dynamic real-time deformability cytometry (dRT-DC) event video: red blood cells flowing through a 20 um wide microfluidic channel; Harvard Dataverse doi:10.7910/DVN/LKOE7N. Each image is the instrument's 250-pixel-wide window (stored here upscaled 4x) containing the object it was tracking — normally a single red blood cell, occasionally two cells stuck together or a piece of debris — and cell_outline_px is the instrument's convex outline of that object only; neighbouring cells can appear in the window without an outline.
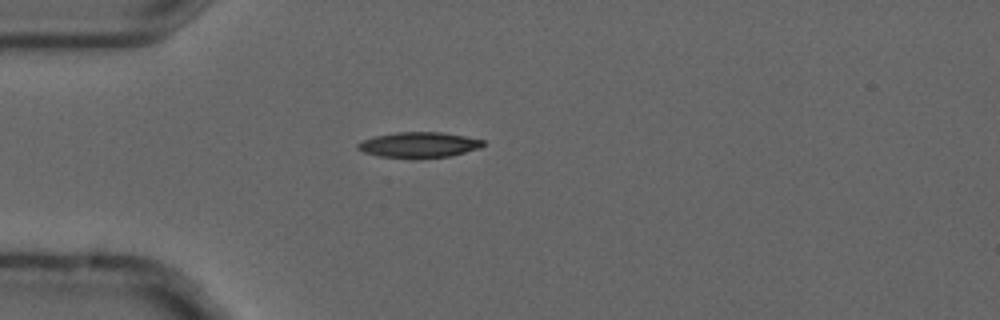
{"species": "common noctule bat (a hibernating species)", "species_latin": "Nyctalus noctula", "temperature_condition": "cold", "stored_images_in_passage": 2, "camera_frame_rate_fps": 3000, "um_per_image_px": 0.085, "animal": {"sex": "male", "forearm_length_mm": 52.5}, "frame": {"image": 1, "passage_image": 2, "time_ms": 0.333, "image_size_px": [1000, 320], "cell_outline_px": [[484, 144], [480, 148], [452, 156], [416, 160], [412, 160], [380, 156], [364, 152], [356, 148], [356, 144], [372, 136], [396, 132], [440, 132], [464, 136], [484, 140]], "centroid_in_image_um": [35.59, 12.34], "position_along_channel_um": 49.4, "area_um2": 19.13}}